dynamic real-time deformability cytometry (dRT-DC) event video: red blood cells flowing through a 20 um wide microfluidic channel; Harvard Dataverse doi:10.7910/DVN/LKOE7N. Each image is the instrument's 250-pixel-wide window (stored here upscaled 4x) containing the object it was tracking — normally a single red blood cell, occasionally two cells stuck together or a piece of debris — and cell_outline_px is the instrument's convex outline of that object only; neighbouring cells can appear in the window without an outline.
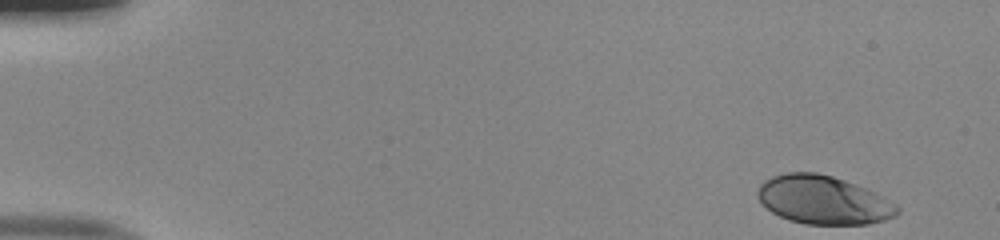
{"species": "human", "species_latin": "Homo sapiens", "temperature_condition": "room temperature", "stored_images_in_passage": 49, "camera_frame_rate_fps": 3000, "um_per_image_px": 0.085, "donor": {"sex": "male"}, "frame": {"image": 1, "passage_image": 1, "time_ms": 0.0, "image_size_px": [1000, 240], "cell_outline_px": [[900, 212], [896, 216], [884, 220], [868, 224], [804, 224], [788, 220], [772, 212], [756, 196], [756, 192], [760, 184], [764, 180], [772, 176], [788, 172], [816, 172], [832, 176], [844, 180], [864, 188], [896, 204], [900, 208]], "centroid_in_image_um": [69.96, 17.0], "position_along_channel_um": 15.0, "area_um2": 39.25}}
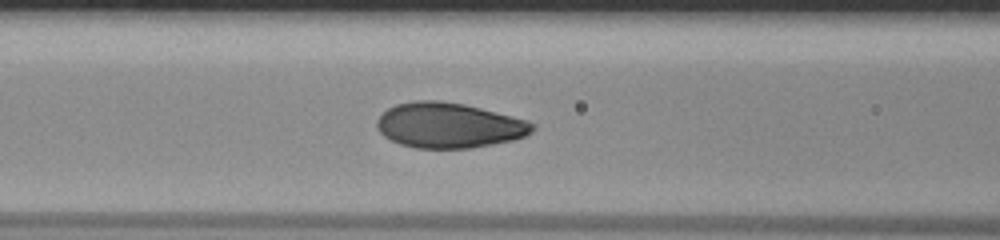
{"frame": {"image": 2, "passage_image": 20, "time_ms": 6.333, "image_size_px": [1000, 240], "cell_outline_px": [[536, 128], [532, 132], [524, 136], [512, 140], [492, 144], [468, 148], [416, 148], [400, 144], [384, 136], [376, 128], [376, 120], [388, 108], [396, 104], [416, 100], [440, 100], [464, 104], [528, 120], [536, 124]], "centroid_in_image_um": [38.16, 10.65], "position_along_channel_um": 128.4, "area_um2": 40.98}}
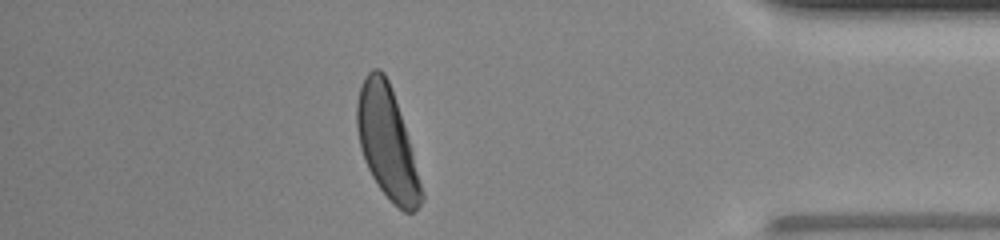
{"frame": {"image": 3, "passage_image": 43, "time_ms": 14.0, "image_size_px": [1000, 240], "cell_outline_px": [[424, 200], [412, 212], [404, 212], [380, 188], [372, 176], [364, 160], [360, 148], [356, 128], [356, 104], [360, 88], [364, 76], [372, 68], [380, 68], [384, 72], [388, 80], [404, 124], [412, 152], [424, 196]], "centroid_in_image_um": [32.87, 12.09], "position_along_channel_um": 402.3, "area_um2": 41.15}, "authors_computed_cell_mechanics": {"area_um2": 41.038, "velocity_mm_per_s": 3.9929, "shape_relaxation_time_tau1_ms": 2.7359, "shape_relaxation_time_tau2_ms": null, "deformation_change_tau1": 0.1584, "deformation_change_tau2": null}}